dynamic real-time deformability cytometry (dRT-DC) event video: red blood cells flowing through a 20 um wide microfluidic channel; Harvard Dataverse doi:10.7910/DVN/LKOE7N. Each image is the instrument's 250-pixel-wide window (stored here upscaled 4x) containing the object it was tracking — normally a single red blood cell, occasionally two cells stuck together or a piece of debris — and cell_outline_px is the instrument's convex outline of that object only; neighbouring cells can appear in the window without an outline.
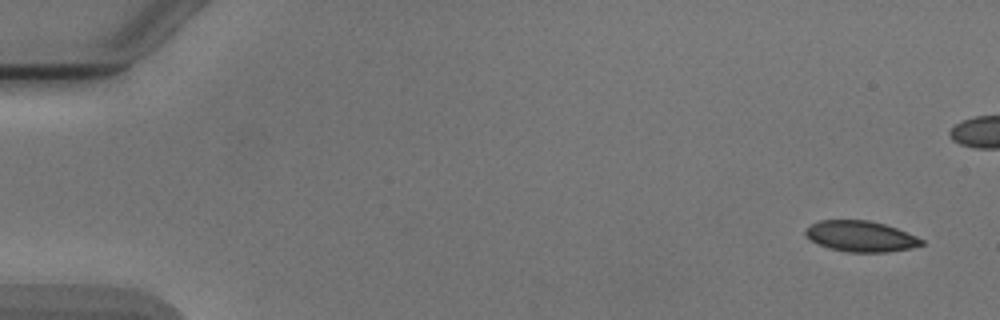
{"species": "Egyptian fruit bat (a non-hibernating species)", "species_latin": "Rousettus aegyptiacus", "temperature_condition": "cold", "stored_images_in_passage": 6, "camera_frame_rate_fps": 3000, "um_per_image_px": 0.085, "animal": {"sex": "male"}, "frame": {"image": 1, "passage_image": 1, "time_ms": 0.0, "image_size_px": [1000, 320], "cell_outline_px": [[924, 244], [912, 248], [888, 252], [848, 252], [828, 248], [804, 236], [804, 232], [812, 224], [820, 220], [868, 220], [884, 224], [896, 228], [916, 236], [924, 240]], "centroid_in_image_um": [73.17, 20.09], "position_along_channel_um": 11.8, "area_um2": 20.75}}
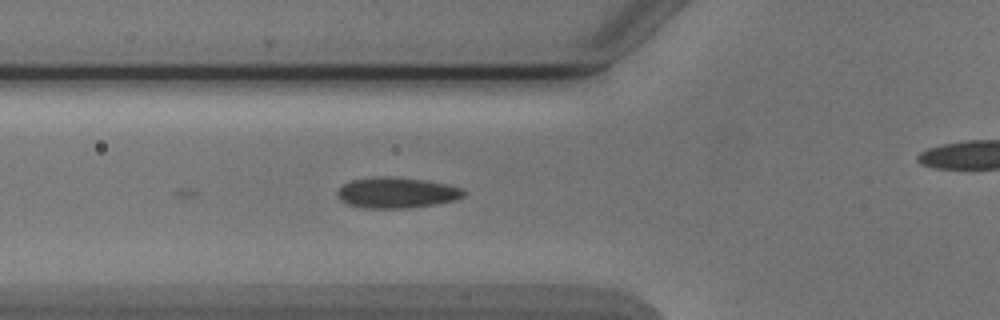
{"frame": {"image": 2, "passage_image": 5, "time_ms": 5.667, "image_size_px": [1000, 320], "cell_outline_px": [[464, 196], [456, 200], [436, 204], [408, 208], [364, 208], [348, 204], [340, 200], [336, 196], [336, 192], [344, 184], [352, 180], [388, 176], [392, 176], [424, 180], [464, 188]], "centroid_in_image_um": [33.72, 16.39], "position_along_channel_um": 92.1, "area_um2": 22.54}}